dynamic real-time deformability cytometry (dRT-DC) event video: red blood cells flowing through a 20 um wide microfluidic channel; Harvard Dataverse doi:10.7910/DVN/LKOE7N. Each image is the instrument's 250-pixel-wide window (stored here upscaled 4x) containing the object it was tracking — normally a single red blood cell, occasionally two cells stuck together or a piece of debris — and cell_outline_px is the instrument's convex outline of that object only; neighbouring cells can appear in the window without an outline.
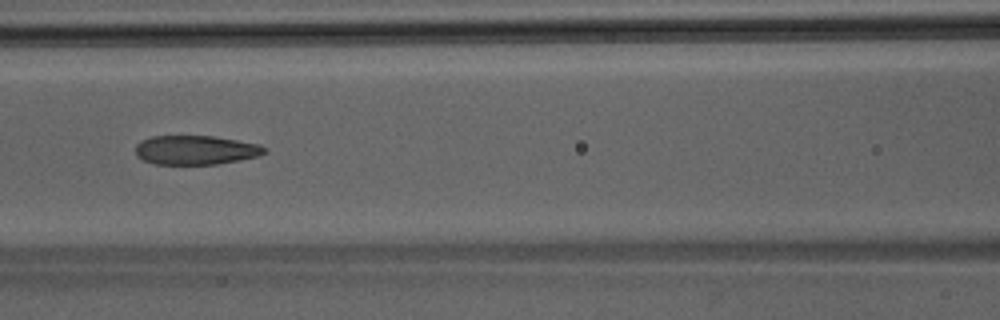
{"species": "Egyptian fruit bat (a non-hibernating species)", "species_latin": "Rousettus aegyptiacus", "temperature_condition": "room temperature", "stored_images_in_passage": 39, "camera_frame_rate_fps": 3000, "um_per_image_px": 0.085, "animal": {"sex": "male"}, "frame": {"image": 1, "passage_image": 14, "time_ms": 4.333, "image_size_px": [1000, 320], "cell_outline_px": [[264, 152], [260, 156], [216, 164], [156, 164], [144, 160], [136, 156], [136, 144], [140, 140], [152, 136], [212, 136], [260, 144], [264, 148]], "centroid_in_image_um": [16.59, 12.75], "position_along_channel_um": 150.0, "area_um2": 21.79}}
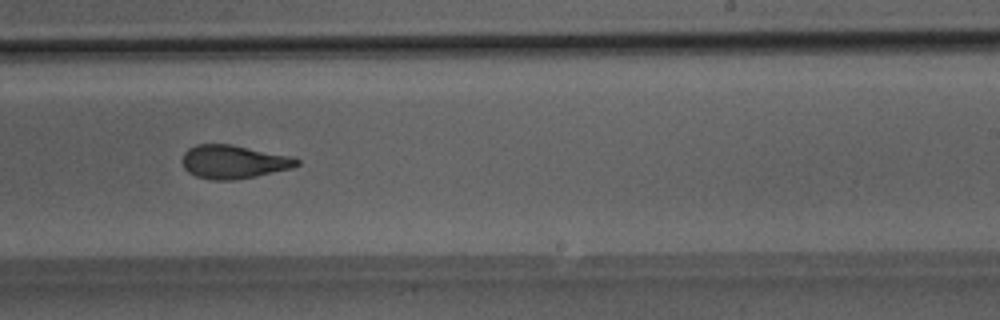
{"frame": {"image": 2, "passage_image": 22, "time_ms": 7.0, "image_size_px": [1000, 320], "cell_outline_px": [[300, 164], [292, 168], [256, 176], [236, 180], [212, 180], [196, 176], [188, 172], [184, 168], [180, 160], [184, 152], [188, 148], [196, 144], [232, 144], [292, 156], [300, 160]], "centroid_in_image_um": [19.84, 13.75], "position_along_channel_um": 269.2, "area_um2": 22.66}}
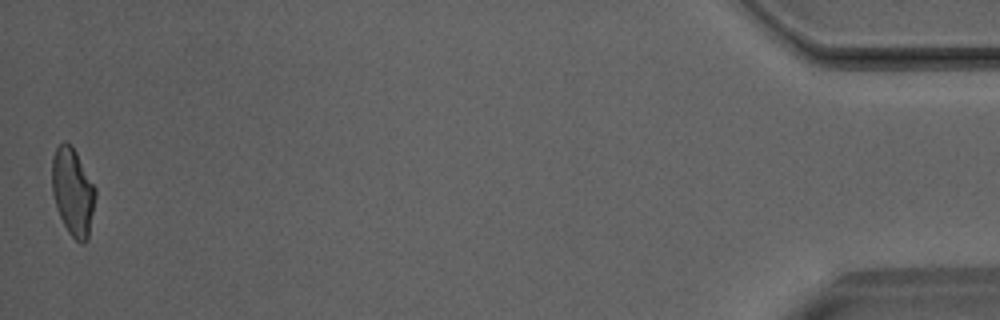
{"frame": {"image": 3, "passage_image": 39, "time_ms": 12.667, "image_size_px": [1000, 320], "cell_outline_px": [[96, 196], [88, 236], [84, 244], [80, 244], [68, 232], [56, 208], [52, 192], [52, 156], [56, 148], [64, 140], [72, 144], [96, 188]], "centroid_in_image_um": [6.18, 16.27], "position_along_channel_um": 429.0, "area_um2": 22.25}}